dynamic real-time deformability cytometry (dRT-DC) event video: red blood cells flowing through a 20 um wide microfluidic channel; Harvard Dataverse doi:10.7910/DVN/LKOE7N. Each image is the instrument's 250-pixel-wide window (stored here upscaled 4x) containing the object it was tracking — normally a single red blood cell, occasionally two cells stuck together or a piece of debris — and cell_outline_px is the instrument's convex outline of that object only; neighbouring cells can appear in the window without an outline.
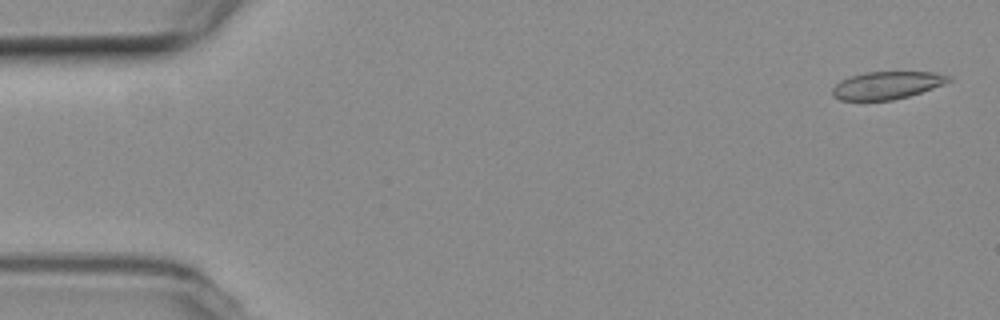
{"species": "common noctule bat (a hibernating species)", "species_latin": "Nyctalus noctula", "temperature_condition": "room temperature", "stored_images_in_passage": 54, "camera_frame_rate_fps": 3000, "um_per_image_px": 0.085, "animal": {"sex": "female", "body_mass_g": 19.3, "forearm_length_mm": 54.1}, "frame": {"image": 1, "passage_image": 2, "time_ms": 0.333, "image_size_px": [1000, 320], "cell_outline_px": [[952, 80], [944, 84], [908, 96], [892, 100], [840, 100], [832, 96], [832, 88], [840, 80], [864, 72], [932, 72], [952, 76]], "centroid_in_image_um": [75.37, 7.24], "position_along_channel_um": 9.6, "area_um2": 18.61}}
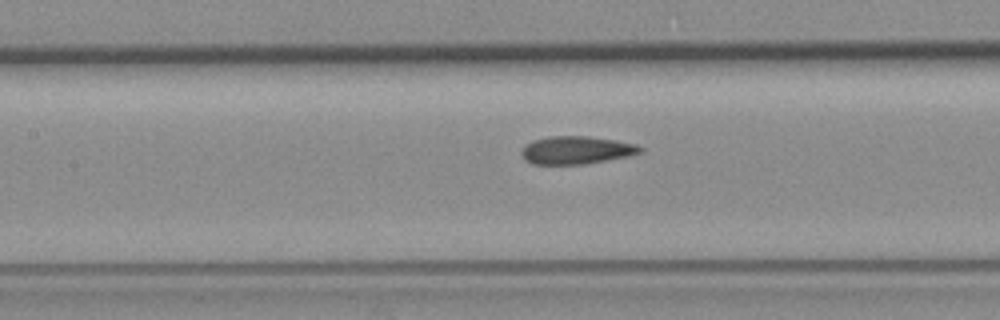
{"frame": {"image": 2, "passage_image": 24, "time_ms": 7.667, "image_size_px": [1000, 320], "cell_outline_px": [[644, 152], [628, 156], [584, 164], [532, 164], [524, 160], [520, 152], [524, 144], [532, 140], [548, 136], [588, 136], [616, 140], [636, 144], [644, 148]], "centroid_in_image_um": [48.97, 12.75], "position_along_channel_um": 158.4, "area_um2": 19.54}}
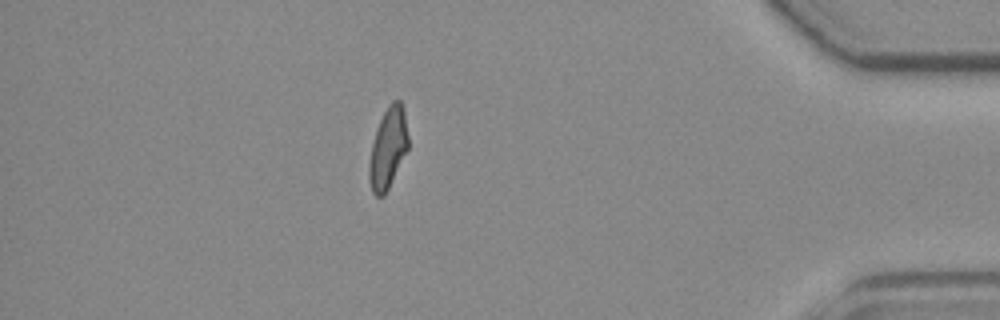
{"frame": {"image": 3, "passage_image": 47, "time_ms": 15.333, "image_size_px": [1000, 320], "cell_outline_px": [[408, 148], [384, 196], [376, 196], [372, 192], [368, 176], [368, 164], [372, 144], [380, 120], [388, 104], [392, 100], [400, 100], [404, 112], [408, 136]], "centroid_in_image_um": [32.96, 12.59], "position_along_channel_um": 402.2, "area_um2": 18.15}, "authors_computed_cell_mechanics": {"area_um2": 19.363, "velocity_mm_per_s": 3.7993, "shape_relaxation_time_tau1_ms": null, "shape_relaxation_time_tau2_ms": 2.6257, "deformation_change_tau1": null, "deformation_change_tau2": 0.0816}}